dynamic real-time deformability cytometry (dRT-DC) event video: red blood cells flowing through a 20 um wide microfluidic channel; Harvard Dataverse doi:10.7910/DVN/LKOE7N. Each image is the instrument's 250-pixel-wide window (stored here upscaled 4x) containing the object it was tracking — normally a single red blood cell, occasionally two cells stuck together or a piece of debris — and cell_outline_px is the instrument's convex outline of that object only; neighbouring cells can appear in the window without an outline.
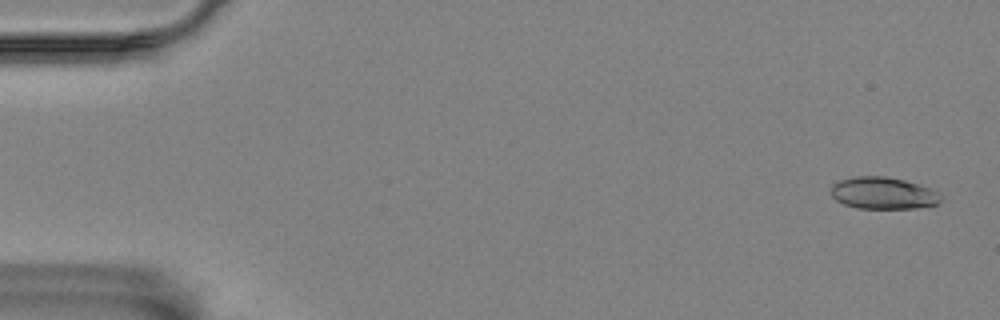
{"species": "Egyptian fruit bat (a non-hibernating species)", "species_latin": "Rousettus aegyptiacus", "temperature_condition": "room temperature", "stored_images_in_passage": 5, "camera_frame_rate_fps": 3000, "um_per_image_px": 0.085, "animal": {"sex": "female"}, "frame": {"image": 1, "passage_image": 1, "time_ms": 0.0, "image_size_px": [1000, 320], "cell_outline_px": [[944, 196], [940, 204], [916, 208], [856, 208], [844, 204], [836, 200], [832, 196], [832, 184], [840, 180], [852, 176], [884, 176], [904, 180], [940, 192]], "centroid_in_image_um": [75.1, 16.42], "position_along_channel_um": 9.9, "area_um2": 20.58}}
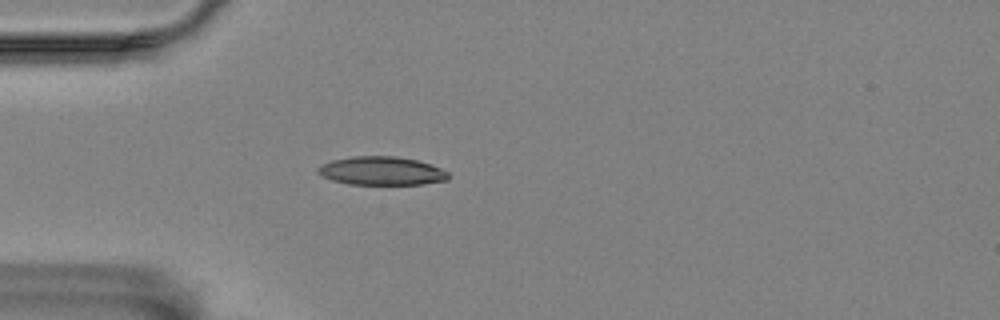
{"frame": {"image": 2, "passage_image": 5, "time_ms": 4.667, "image_size_px": [1000, 320], "cell_outline_px": [[448, 180], [424, 184], [348, 184], [332, 180], [316, 172], [316, 168], [332, 160], [352, 156], [396, 156], [420, 160], [432, 164], [448, 172]], "centroid_in_image_um": [32.46, 14.52], "position_along_channel_um": 52.5, "area_um2": 21.73}}